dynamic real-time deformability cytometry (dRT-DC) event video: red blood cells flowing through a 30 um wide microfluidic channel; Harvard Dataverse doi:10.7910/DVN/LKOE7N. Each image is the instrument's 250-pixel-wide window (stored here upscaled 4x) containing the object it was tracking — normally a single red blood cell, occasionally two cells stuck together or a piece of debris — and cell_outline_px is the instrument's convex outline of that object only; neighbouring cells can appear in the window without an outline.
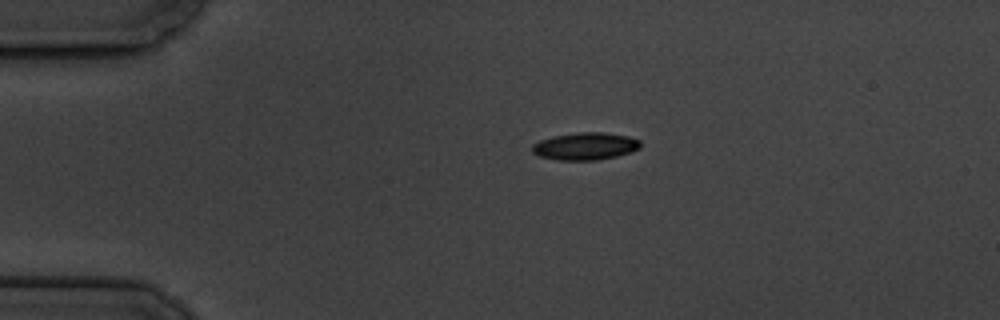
{"species": "common noctule bat (a hibernating species)", "species_latin": "Nyctalus noctula", "temperature_condition": "cold", "stored_images_in_passage": 9, "camera_frame_rate_fps": 3000, "um_per_image_px": 0.085, "animal": {"sex": "male", "body_mass_g": 19.5, "forearm_length_mm": 54.6}, "frame": {"image": 1, "passage_image": 1, "time_ms": 0.0, "image_size_px": [1000, 320], "cell_outline_px": [[640, 148], [616, 156], [596, 160], [556, 160], [540, 156], [532, 152], [532, 144], [540, 140], [552, 136], [576, 132], [604, 132], [628, 136], [640, 140]], "centroid_in_image_um": [49.72, 12.42], "position_along_channel_um": 35.3, "area_um2": 17.28}}
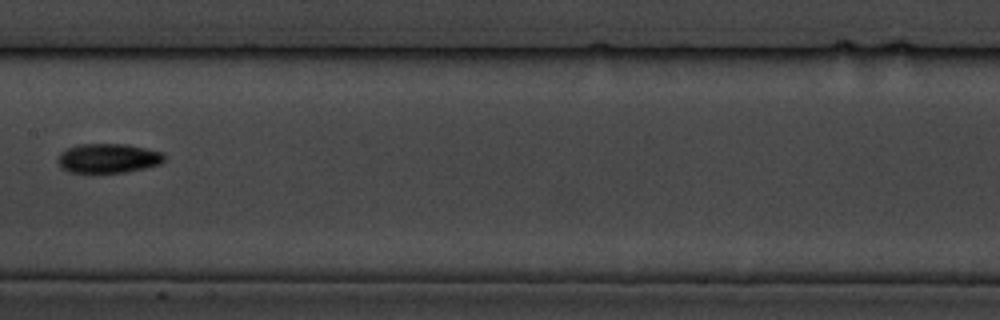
{"frame": {"image": 2, "passage_image": 6, "time_ms": 6.0, "image_size_px": [1000, 320], "cell_outline_px": [[164, 160], [160, 164], [144, 168], [124, 172], [68, 172], [60, 168], [60, 152], [68, 148], [80, 144], [124, 144], [164, 152]], "centroid_in_image_um": [9.21, 13.45], "position_along_channel_um": 198.2, "area_um2": 17.98}}
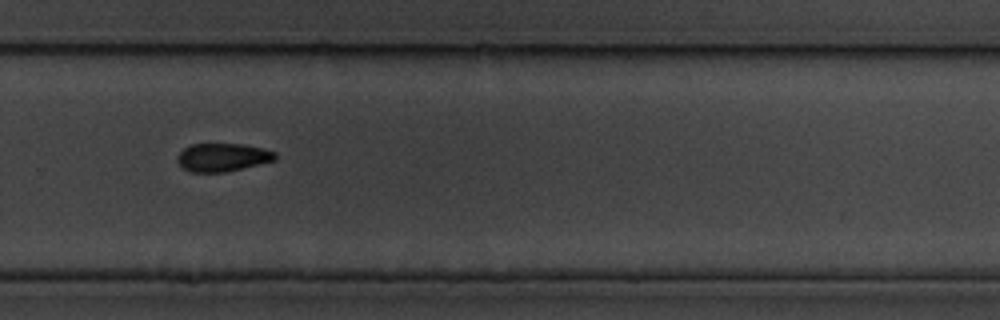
{"frame": {"image": 3, "passage_image": 9, "time_ms": 9.333, "image_size_px": [1000, 320], "cell_outline_px": [[276, 160], [228, 172], [188, 172], [176, 160], [176, 156], [184, 148], [192, 144], [240, 144], [264, 148], [276, 152]], "centroid_in_image_um": [18.92, 13.38], "position_along_channel_um": 310.9, "area_um2": 16.18}}